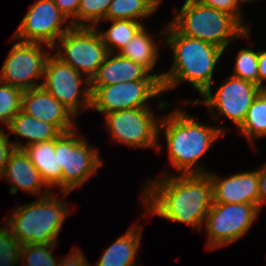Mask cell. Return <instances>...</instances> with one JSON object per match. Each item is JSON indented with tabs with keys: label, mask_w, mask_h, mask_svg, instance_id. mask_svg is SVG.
I'll use <instances>...</instances> for the list:
<instances>
[{
	"label": "cell",
	"mask_w": 266,
	"mask_h": 266,
	"mask_svg": "<svg viewBox=\"0 0 266 266\" xmlns=\"http://www.w3.org/2000/svg\"><path fill=\"white\" fill-rule=\"evenodd\" d=\"M81 0H54V3L59 10L67 17L71 19L72 26L77 27V11Z\"/></svg>",
	"instance_id": "obj_33"
},
{
	"label": "cell",
	"mask_w": 266,
	"mask_h": 266,
	"mask_svg": "<svg viewBox=\"0 0 266 266\" xmlns=\"http://www.w3.org/2000/svg\"><path fill=\"white\" fill-rule=\"evenodd\" d=\"M82 252L79 248L70 251L67 257L65 256V258L59 260L58 266H91Z\"/></svg>",
	"instance_id": "obj_34"
},
{
	"label": "cell",
	"mask_w": 266,
	"mask_h": 266,
	"mask_svg": "<svg viewBox=\"0 0 266 266\" xmlns=\"http://www.w3.org/2000/svg\"><path fill=\"white\" fill-rule=\"evenodd\" d=\"M169 23L179 33L211 43L224 51L231 41L250 37V30H246L232 15L197 0H186Z\"/></svg>",
	"instance_id": "obj_5"
},
{
	"label": "cell",
	"mask_w": 266,
	"mask_h": 266,
	"mask_svg": "<svg viewBox=\"0 0 266 266\" xmlns=\"http://www.w3.org/2000/svg\"><path fill=\"white\" fill-rule=\"evenodd\" d=\"M57 244H25L21 246L20 260L21 266H58L59 260L53 256L52 249L56 248ZM26 263V264H25Z\"/></svg>",
	"instance_id": "obj_28"
},
{
	"label": "cell",
	"mask_w": 266,
	"mask_h": 266,
	"mask_svg": "<svg viewBox=\"0 0 266 266\" xmlns=\"http://www.w3.org/2000/svg\"><path fill=\"white\" fill-rule=\"evenodd\" d=\"M168 115L161 116V128L164 131L169 164L181 174H205L204 167L195 166L208 152L210 146L224 135L222 126L205 125L195 120L186 110L176 108Z\"/></svg>",
	"instance_id": "obj_2"
},
{
	"label": "cell",
	"mask_w": 266,
	"mask_h": 266,
	"mask_svg": "<svg viewBox=\"0 0 266 266\" xmlns=\"http://www.w3.org/2000/svg\"><path fill=\"white\" fill-rule=\"evenodd\" d=\"M14 149L13 142L9 140V134L7 135L0 128V179L4 176L5 166Z\"/></svg>",
	"instance_id": "obj_32"
},
{
	"label": "cell",
	"mask_w": 266,
	"mask_h": 266,
	"mask_svg": "<svg viewBox=\"0 0 266 266\" xmlns=\"http://www.w3.org/2000/svg\"><path fill=\"white\" fill-rule=\"evenodd\" d=\"M213 184V203L253 204L259 208L258 171L219 176L208 172Z\"/></svg>",
	"instance_id": "obj_16"
},
{
	"label": "cell",
	"mask_w": 266,
	"mask_h": 266,
	"mask_svg": "<svg viewBox=\"0 0 266 266\" xmlns=\"http://www.w3.org/2000/svg\"><path fill=\"white\" fill-rule=\"evenodd\" d=\"M14 134L26 138L27 143L24 145L17 140L13 146L16 149H23L25 146L47 142L57 138L61 132L52 124L40 121L32 116L26 115L19 111L10 121L8 128Z\"/></svg>",
	"instance_id": "obj_21"
},
{
	"label": "cell",
	"mask_w": 266,
	"mask_h": 266,
	"mask_svg": "<svg viewBox=\"0 0 266 266\" xmlns=\"http://www.w3.org/2000/svg\"><path fill=\"white\" fill-rule=\"evenodd\" d=\"M266 80V50L258 51V86L266 90L264 81Z\"/></svg>",
	"instance_id": "obj_35"
},
{
	"label": "cell",
	"mask_w": 266,
	"mask_h": 266,
	"mask_svg": "<svg viewBox=\"0 0 266 266\" xmlns=\"http://www.w3.org/2000/svg\"><path fill=\"white\" fill-rule=\"evenodd\" d=\"M23 90L0 81V123L8 125L21 111Z\"/></svg>",
	"instance_id": "obj_27"
},
{
	"label": "cell",
	"mask_w": 266,
	"mask_h": 266,
	"mask_svg": "<svg viewBox=\"0 0 266 266\" xmlns=\"http://www.w3.org/2000/svg\"><path fill=\"white\" fill-rule=\"evenodd\" d=\"M151 107L130 108L104 115L106 127L115 142L133 148H156L160 151L159 123Z\"/></svg>",
	"instance_id": "obj_8"
},
{
	"label": "cell",
	"mask_w": 266,
	"mask_h": 266,
	"mask_svg": "<svg viewBox=\"0 0 266 266\" xmlns=\"http://www.w3.org/2000/svg\"><path fill=\"white\" fill-rule=\"evenodd\" d=\"M1 68L0 81L23 91L40 87L46 61L51 54L42 50L43 44L16 41ZM16 41V42H15ZM38 80V81H37Z\"/></svg>",
	"instance_id": "obj_13"
},
{
	"label": "cell",
	"mask_w": 266,
	"mask_h": 266,
	"mask_svg": "<svg viewBox=\"0 0 266 266\" xmlns=\"http://www.w3.org/2000/svg\"><path fill=\"white\" fill-rule=\"evenodd\" d=\"M69 210L67 202L51 192L29 204L17 206L5 221L21 245L57 244L62 225L71 213Z\"/></svg>",
	"instance_id": "obj_4"
},
{
	"label": "cell",
	"mask_w": 266,
	"mask_h": 266,
	"mask_svg": "<svg viewBox=\"0 0 266 266\" xmlns=\"http://www.w3.org/2000/svg\"><path fill=\"white\" fill-rule=\"evenodd\" d=\"M32 164L49 189L57 187L62 190L63 169L57 163L55 155V139L47 142L34 143L23 148Z\"/></svg>",
	"instance_id": "obj_20"
},
{
	"label": "cell",
	"mask_w": 266,
	"mask_h": 266,
	"mask_svg": "<svg viewBox=\"0 0 266 266\" xmlns=\"http://www.w3.org/2000/svg\"><path fill=\"white\" fill-rule=\"evenodd\" d=\"M233 67L234 77L258 85V51L252 48H242L238 50Z\"/></svg>",
	"instance_id": "obj_29"
},
{
	"label": "cell",
	"mask_w": 266,
	"mask_h": 266,
	"mask_svg": "<svg viewBox=\"0 0 266 266\" xmlns=\"http://www.w3.org/2000/svg\"><path fill=\"white\" fill-rule=\"evenodd\" d=\"M91 108L102 114L130 108L151 107L148 100L162 97L160 80H136L108 86H90ZM147 101V102H146Z\"/></svg>",
	"instance_id": "obj_11"
},
{
	"label": "cell",
	"mask_w": 266,
	"mask_h": 266,
	"mask_svg": "<svg viewBox=\"0 0 266 266\" xmlns=\"http://www.w3.org/2000/svg\"><path fill=\"white\" fill-rule=\"evenodd\" d=\"M77 129L61 133L55 138L57 164L62 167V193L67 196L74 189L86 184L103 165V159L96 148L91 146Z\"/></svg>",
	"instance_id": "obj_6"
},
{
	"label": "cell",
	"mask_w": 266,
	"mask_h": 266,
	"mask_svg": "<svg viewBox=\"0 0 266 266\" xmlns=\"http://www.w3.org/2000/svg\"><path fill=\"white\" fill-rule=\"evenodd\" d=\"M142 227L133 224L114 243L104 250L95 266H136L141 243Z\"/></svg>",
	"instance_id": "obj_19"
},
{
	"label": "cell",
	"mask_w": 266,
	"mask_h": 266,
	"mask_svg": "<svg viewBox=\"0 0 266 266\" xmlns=\"http://www.w3.org/2000/svg\"><path fill=\"white\" fill-rule=\"evenodd\" d=\"M151 180L141 189L147 212L201 230L213 204V184L208 173L169 175ZM197 228V229H196Z\"/></svg>",
	"instance_id": "obj_1"
},
{
	"label": "cell",
	"mask_w": 266,
	"mask_h": 266,
	"mask_svg": "<svg viewBox=\"0 0 266 266\" xmlns=\"http://www.w3.org/2000/svg\"><path fill=\"white\" fill-rule=\"evenodd\" d=\"M251 143L260 137H266V90H262L254 99L243 123L237 128Z\"/></svg>",
	"instance_id": "obj_25"
},
{
	"label": "cell",
	"mask_w": 266,
	"mask_h": 266,
	"mask_svg": "<svg viewBox=\"0 0 266 266\" xmlns=\"http://www.w3.org/2000/svg\"><path fill=\"white\" fill-rule=\"evenodd\" d=\"M110 21L111 26L105 31L98 29L104 45L109 53H117L125 47L135 36V34L144 26L140 21L134 20H103ZM118 49V50H117Z\"/></svg>",
	"instance_id": "obj_23"
},
{
	"label": "cell",
	"mask_w": 266,
	"mask_h": 266,
	"mask_svg": "<svg viewBox=\"0 0 266 266\" xmlns=\"http://www.w3.org/2000/svg\"><path fill=\"white\" fill-rule=\"evenodd\" d=\"M151 1H153V2L159 7V4H160L161 1H163V0H151Z\"/></svg>",
	"instance_id": "obj_37"
},
{
	"label": "cell",
	"mask_w": 266,
	"mask_h": 266,
	"mask_svg": "<svg viewBox=\"0 0 266 266\" xmlns=\"http://www.w3.org/2000/svg\"><path fill=\"white\" fill-rule=\"evenodd\" d=\"M0 227V266H16L20 262L21 244L12 235L8 223L4 219Z\"/></svg>",
	"instance_id": "obj_30"
},
{
	"label": "cell",
	"mask_w": 266,
	"mask_h": 266,
	"mask_svg": "<svg viewBox=\"0 0 266 266\" xmlns=\"http://www.w3.org/2000/svg\"><path fill=\"white\" fill-rule=\"evenodd\" d=\"M3 178L12 183L9 188L10 194H16L18 189L24 190L32 195H49L51 191L42 180L39 171L30 161L23 149H14L5 166ZM45 188V190L43 189ZM44 190L45 193H42Z\"/></svg>",
	"instance_id": "obj_18"
},
{
	"label": "cell",
	"mask_w": 266,
	"mask_h": 266,
	"mask_svg": "<svg viewBox=\"0 0 266 266\" xmlns=\"http://www.w3.org/2000/svg\"><path fill=\"white\" fill-rule=\"evenodd\" d=\"M165 45L172 49L174 61L168 71L163 72V93L188 82L200 95L212 88L213 71L224 50L205 41L179 33L170 23L160 33Z\"/></svg>",
	"instance_id": "obj_3"
},
{
	"label": "cell",
	"mask_w": 266,
	"mask_h": 266,
	"mask_svg": "<svg viewBox=\"0 0 266 266\" xmlns=\"http://www.w3.org/2000/svg\"><path fill=\"white\" fill-rule=\"evenodd\" d=\"M261 210L253 204L213 203L205 219L207 248L232 244L246 235Z\"/></svg>",
	"instance_id": "obj_10"
},
{
	"label": "cell",
	"mask_w": 266,
	"mask_h": 266,
	"mask_svg": "<svg viewBox=\"0 0 266 266\" xmlns=\"http://www.w3.org/2000/svg\"><path fill=\"white\" fill-rule=\"evenodd\" d=\"M261 91L262 89L258 85L231 75L217 87L214 95L212 89L209 88L201 95L203 96L201 101L195 99L187 101L186 104L192 106L202 103L212 112L213 119L218 121L221 116H225L238 128L243 123L254 99ZM215 109L219 110L217 115Z\"/></svg>",
	"instance_id": "obj_9"
},
{
	"label": "cell",
	"mask_w": 266,
	"mask_h": 266,
	"mask_svg": "<svg viewBox=\"0 0 266 266\" xmlns=\"http://www.w3.org/2000/svg\"><path fill=\"white\" fill-rule=\"evenodd\" d=\"M159 7L151 0H112L104 20L149 18Z\"/></svg>",
	"instance_id": "obj_24"
},
{
	"label": "cell",
	"mask_w": 266,
	"mask_h": 266,
	"mask_svg": "<svg viewBox=\"0 0 266 266\" xmlns=\"http://www.w3.org/2000/svg\"><path fill=\"white\" fill-rule=\"evenodd\" d=\"M21 111L40 121L54 125L61 133L76 129V116L42 86L25 90Z\"/></svg>",
	"instance_id": "obj_15"
},
{
	"label": "cell",
	"mask_w": 266,
	"mask_h": 266,
	"mask_svg": "<svg viewBox=\"0 0 266 266\" xmlns=\"http://www.w3.org/2000/svg\"><path fill=\"white\" fill-rule=\"evenodd\" d=\"M198 2L232 15L246 30H250L251 24L244 26V17L241 11L240 0H197ZM240 7V8H239Z\"/></svg>",
	"instance_id": "obj_31"
},
{
	"label": "cell",
	"mask_w": 266,
	"mask_h": 266,
	"mask_svg": "<svg viewBox=\"0 0 266 266\" xmlns=\"http://www.w3.org/2000/svg\"><path fill=\"white\" fill-rule=\"evenodd\" d=\"M240 1H241V3L243 4V3H247V2H249V3H250V2H253V1L255 2V1H257V0H240Z\"/></svg>",
	"instance_id": "obj_38"
},
{
	"label": "cell",
	"mask_w": 266,
	"mask_h": 266,
	"mask_svg": "<svg viewBox=\"0 0 266 266\" xmlns=\"http://www.w3.org/2000/svg\"><path fill=\"white\" fill-rule=\"evenodd\" d=\"M112 0H81L77 11V27H98L107 15Z\"/></svg>",
	"instance_id": "obj_26"
},
{
	"label": "cell",
	"mask_w": 266,
	"mask_h": 266,
	"mask_svg": "<svg viewBox=\"0 0 266 266\" xmlns=\"http://www.w3.org/2000/svg\"><path fill=\"white\" fill-rule=\"evenodd\" d=\"M136 80H160L162 82L163 72L151 74L141 64H137L119 53L116 55L109 53L100 65L97 74L90 81V86H108Z\"/></svg>",
	"instance_id": "obj_17"
},
{
	"label": "cell",
	"mask_w": 266,
	"mask_h": 266,
	"mask_svg": "<svg viewBox=\"0 0 266 266\" xmlns=\"http://www.w3.org/2000/svg\"><path fill=\"white\" fill-rule=\"evenodd\" d=\"M43 79L41 86L76 117L79 109L91 110L90 81L87 78L83 79L81 73L55 55H49ZM82 84L85 88L81 91Z\"/></svg>",
	"instance_id": "obj_12"
},
{
	"label": "cell",
	"mask_w": 266,
	"mask_h": 266,
	"mask_svg": "<svg viewBox=\"0 0 266 266\" xmlns=\"http://www.w3.org/2000/svg\"><path fill=\"white\" fill-rule=\"evenodd\" d=\"M54 0H38L33 3L22 19L13 38L22 42L44 44L52 49L56 41L72 27Z\"/></svg>",
	"instance_id": "obj_14"
},
{
	"label": "cell",
	"mask_w": 266,
	"mask_h": 266,
	"mask_svg": "<svg viewBox=\"0 0 266 266\" xmlns=\"http://www.w3.org/2000/svg\"><path fill=\"white\" fill-rule=\"evenodd\" d=\"M147 31L145 26H143L133 39L119 51V54L137 64H141L153 74L152 71L160 57L159 45L154 40L152 33L150 35Z\"/></svg>",
	"instance_id": "obj_22"
},
{
	"label": "cell",
	"mask_w": 266,
	"mask_h": 266,
	"mask_svg": "<svg viewBox=\"0 0 266 266\" xmlns=\"http://www.w3.org/2000/svg\"><path fill=\"white\" fill-rule=\"evenodd\" d=\"M55 56L89 81L97 74L109 54L98 27H75L67 30L54 44Z\"/></svg>",
	"instance_id": "obj_7"
},
{
	"label": "cell",
	"mask_w": 266,
	"mask_h": 266,
	"mask_svg": "<svg viewBox=\"0 0 266 266\" xmlns=\"http://www.w3.org/2000/svg\"><path fill=\"white\" fill-rule=\"evenodd\" d=\"M258 171L259 181V209L261 210L263 205H266V164L262 166Z\"/></svg>",
	"instance_id": "obj_36"
}]
</instances>
